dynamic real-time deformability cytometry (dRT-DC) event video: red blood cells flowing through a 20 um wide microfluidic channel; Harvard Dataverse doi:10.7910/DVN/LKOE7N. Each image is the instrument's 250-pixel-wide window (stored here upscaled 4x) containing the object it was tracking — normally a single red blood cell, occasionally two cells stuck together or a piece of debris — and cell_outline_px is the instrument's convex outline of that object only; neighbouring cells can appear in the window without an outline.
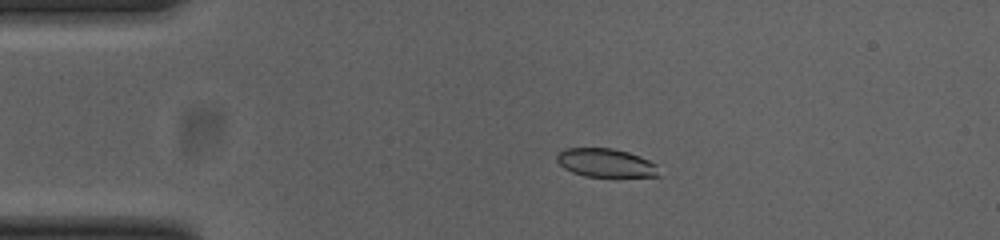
{"species": "common noctule bat (a hibernating species)", "species_latin": "Nyctalus noctula", "temperature_condition": "cold", "stored_images_in_passage": 25, "camera_frame_rate_fps": 3000, "um_per_image_px": 0.085, "animal": {"sex": "female", "body_mass_g": 23.0, "forearm_length_mm": 53.4}, "frame": {"image": 1, "passage_image": 3, "time_ms": 0.667, "image_size_px": [1000, 240], "cell_outline_px": [[660, 176], [584, 176], [572, 172], [564, 168], [556, 160], [556, 156], [564, 148], [612, 148], [628, 152], [640, 156], [656, 164]], "centroid_in_image_um": [51.47, 13.83], "position_along_channel_um": 33.5, "area_um2": 16.82}}
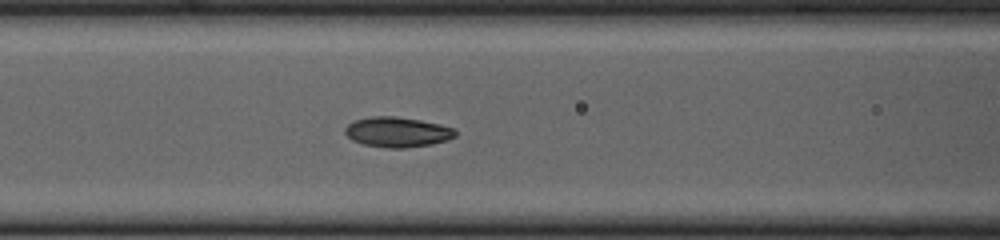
{"frame": {"image": 2, "passage_image": 14, "time_ms": 4.333, "image_size_px": [1000, 240], "cell_outline_px": [[456, 136], [448, 140], [432, 144], [408, 148], [388, 148], [364, 144], [352, 140], [344, 132], [344, 128], [352, 120], [372, 116], [396, 116], [420, 120], [440, 124], [456, 128]], "centroid_in_image_um": [33.79, 11.22], "position_along_channel_um": 132.8, "area_um2": 19.59}}
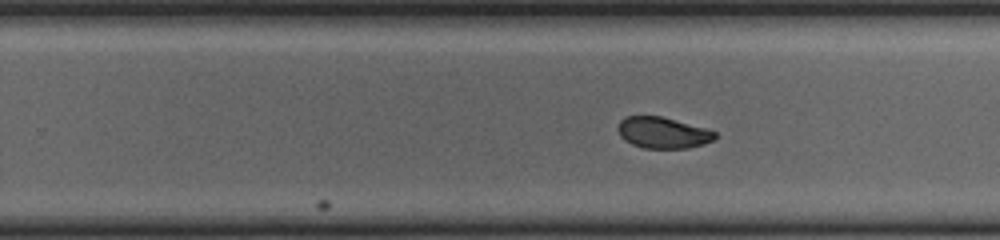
{"frame": {"image": 3, "passage_image": 25, "time_ms": 8.0, "image_size_px": [1000, 240], "cell_outline_px": [[716, 140], [704, 144], [688, 148], [644, 148], [632, 144], [624, 140], [620, 136], [616, 128], [620, 120], [624, 116], [660, 116], [708, 128], [716, 132]], "centroid_in_image_um": [56.35, 11.28], "position_along_channel_um": 273.5, "area_um2": 17.92}}